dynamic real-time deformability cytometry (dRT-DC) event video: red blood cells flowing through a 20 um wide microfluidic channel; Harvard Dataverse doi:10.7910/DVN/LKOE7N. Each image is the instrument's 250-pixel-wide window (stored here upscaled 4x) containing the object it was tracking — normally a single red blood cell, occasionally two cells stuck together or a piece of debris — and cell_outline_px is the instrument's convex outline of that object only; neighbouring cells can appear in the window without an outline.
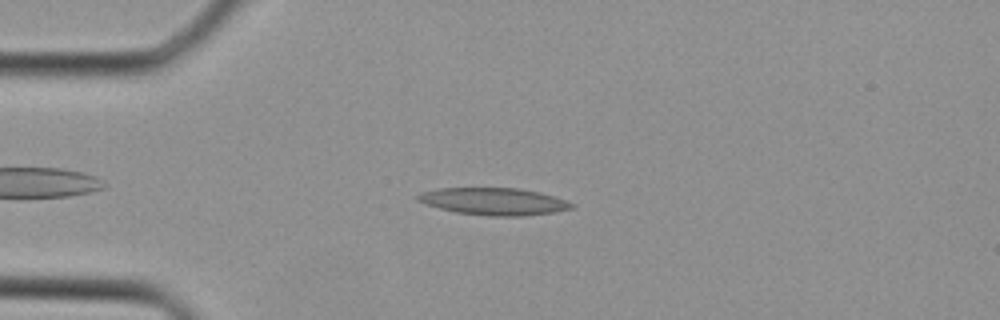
{"species": "Egyptian fruit bat (a non-hibernating species)", "species_latin": "Rousettus aegyptiacus", "temperature_condition": "cold", "stored_images_in_passage": 35, "camera_frame_rate_fps": 3000, "um_per_image_px": 0.085, "animal": {"sex": "female"}, "frame": {"image": 1, "passage_image": 5, "time_ms": 1.333, "image_size_px": [1000, 320], "cell_outline_px": [[576, 208], [556, 212], [524, 216], [488, 216], [456, 212], [440, 208], [416, 200], [416, 196], [424, 192], [440, 188], [520, 188], [540, 192], [576, 204]], "centroid_in_image_um": [42.05, 17.13], "position_along_channel_um": 43.0, "area_um2": 24.33}}
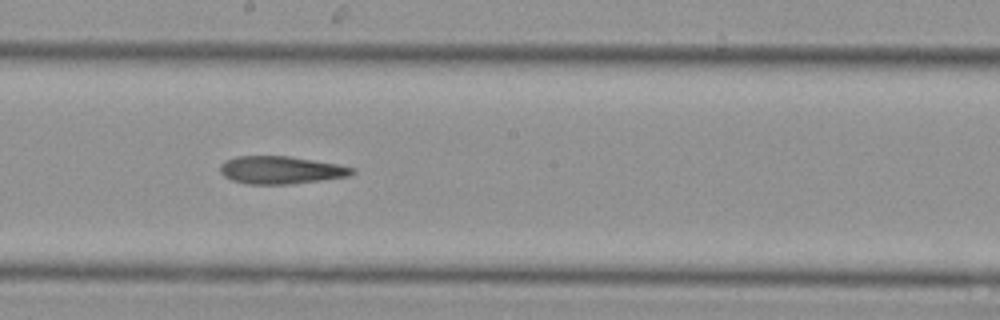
{"frame": {"image": 2, "passage_image": 17, "time_ms": 5.333, "image_size_px": [1000, 320], "cell_outline_px": [[356, 172], [348, 176], [320, 180], [288, 184], [248, 184], [232, 180], [224, 176], [220, 172], [220, 164], [224, 160], [236, 156], [288, 156], [336, 164], [356, 168]], "centroid_in_image_um": [23.84, 14.45], "position_along_channel_um": 224.4, "area_um2": 21.21}}
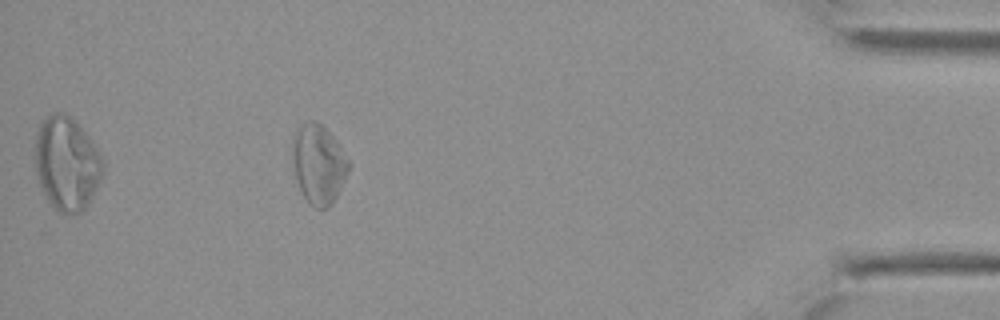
{"frame": {"image": 3, "passage_image": 31, "time_ms": 10.0, "image_size_px": [1000, 320], "cell_outline_px": [[352, 164], [332, 204], [328, 208], [316, 208], [304, 196], [296, 180], [292, 160], [292, 136], [308, 120], [316, 120], [336, 140]], "centroid_in_image_um": [27.08, 13.94], "position_along_channel_um": 408.1, "area_um2": 25.78}}